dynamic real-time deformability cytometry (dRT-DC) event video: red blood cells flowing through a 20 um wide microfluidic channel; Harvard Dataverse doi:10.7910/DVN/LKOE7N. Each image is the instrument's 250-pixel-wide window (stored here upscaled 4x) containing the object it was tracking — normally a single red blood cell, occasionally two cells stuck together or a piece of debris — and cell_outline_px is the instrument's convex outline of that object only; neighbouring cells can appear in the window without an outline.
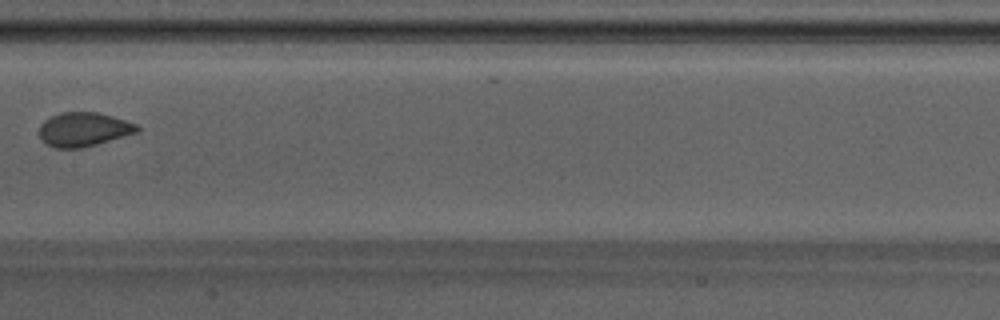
{"species": "Egyptian fruit bat (a non-hibernating species)", "species_latin": "Rousettus aegyptiacus", "temperature_condition": "warm", "stored_images_in_passage": 4, "camera_frame_rate_fps": 3000, "um_per_image_px": 0.085, "animal": {"sex": "male"}, "frame": {"image": 1, "passage_image": 4, "time_ms": 1.0, "image_size_px": [1000, 320], "cell_outline_px": [[140, 128], [136, 132], [96, 144], [80, 148], [56, 148], [48, 144], [40, 136], [40, 124], [44, 120], [60, 112], [96, 112], [112, 116], [136, 124]], "centroid_in_image_um": [7.09, 10.99], "position_along_channel_um": 200.3, "area_um2": 19.02}}